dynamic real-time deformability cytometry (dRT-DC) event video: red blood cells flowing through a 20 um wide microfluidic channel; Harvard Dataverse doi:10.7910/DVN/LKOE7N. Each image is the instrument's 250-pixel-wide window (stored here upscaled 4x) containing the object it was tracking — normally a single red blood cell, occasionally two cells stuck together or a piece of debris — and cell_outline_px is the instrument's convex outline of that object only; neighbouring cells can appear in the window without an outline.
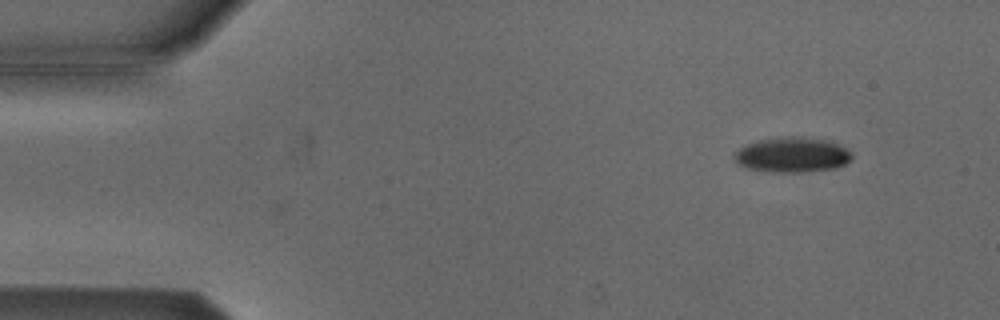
{"species": "Egyptian fruit bat (a non-hibernating species)", "species_latin": "Rousettus aegyptiacus", "temperature_condition": "cold", "stored_images_in_passage": 3, "camera_frame_rate_fps": 3000, "um_per_image_px": 0.085, "animal": {"sex": "male"}, "frame": {"image": 1, "passage_image": 3, "time_ms": 0.667, "image_size_px": [1000, 320], "cell_outline_px": [[852, 156], [844, 164], [836, 168], [804, 172], [772, 172], [748, 168], [740, 164], [732, 156], [740, 148], [748, 144], [760, 140], [792, 136], [800, 136], [824, 140], [836, 144], [852, 152]], "centroid_in_image_um": [67.34, 13.17], "position_along_channel_um": 17.7, "area_um2": 23.58}}